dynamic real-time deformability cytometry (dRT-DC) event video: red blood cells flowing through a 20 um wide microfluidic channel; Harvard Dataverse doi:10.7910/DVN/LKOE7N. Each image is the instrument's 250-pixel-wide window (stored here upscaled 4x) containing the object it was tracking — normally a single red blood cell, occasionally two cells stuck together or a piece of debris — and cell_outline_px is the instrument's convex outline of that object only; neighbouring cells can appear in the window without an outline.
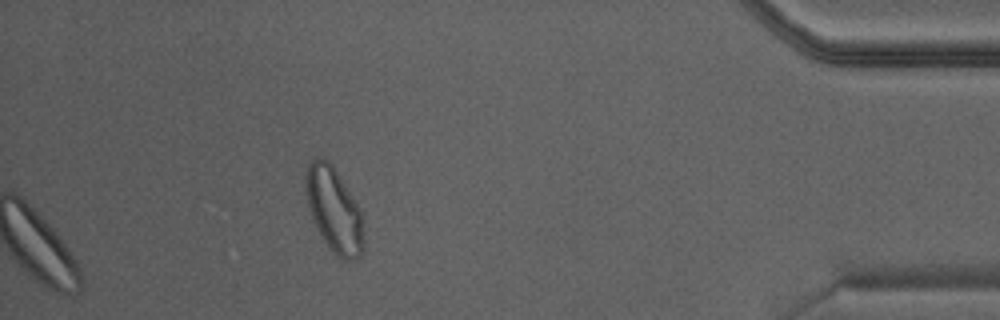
{"species": "Egyptian fruit bat (a non-hibernating species)", "species_latin": "Rousettus aegyptiacus", "temperature_condition": "warm", "stored_images_in_passage": 23, "camera_frame_rate_fps": 3000, "um_per_image_px": 0.085, "animal": {"sex": "male"}, "frame": {"image": 1, "passage_image": 23, "time_ms": 7.333, "image_size_px": [1000, 320], "cell_outline_px": [[364, 252], [356, 260], [340, 260], [336, 256], [324, 240], [312, 216], [308, 204], [304, 176], [308, 164], [312, 160], [320, 156], [328, 160], [332, 164], [360, 208], [364, 232]], "centroid_in_image_um": [28.42, 17.86], "position_along_channel_um": 406.8, "area_um2": 28.61}}